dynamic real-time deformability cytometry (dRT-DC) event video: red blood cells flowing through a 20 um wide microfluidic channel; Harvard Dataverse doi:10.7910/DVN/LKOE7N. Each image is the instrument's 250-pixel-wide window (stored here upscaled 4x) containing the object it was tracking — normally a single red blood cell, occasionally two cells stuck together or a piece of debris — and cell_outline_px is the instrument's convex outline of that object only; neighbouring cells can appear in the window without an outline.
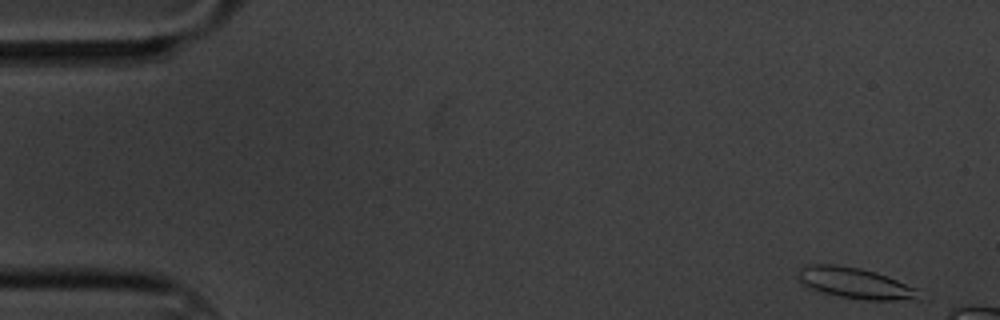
{"species": "common noctule bat (a hibernating species)", "species_latin": "Nyctalus noctula", "temperature_condition": "cold", "stored_images_in_passage": 12, "camera_frame_rate_fps": 3000, "um_per_image_px": 0.085, "animal": {"sex": "male", "body_mass_g": 20.1, "forearm_length_mm": 53.5}, "frame": {"image": 1, "passage_image": 1, "time_ms": 0.0, "image_size_px": [1000, 320], "cell_outline_px": [[920, 300], [864, 300], [840, 296], [824, 292], [800, 284], [796, 276], [796, 272], [804, 264], [832, 264], [860, 268], [876, 272], [916, 288], [920, 296]], "centroid_in_image_um": [72.64, 24.05], "position_along_channel_um": 12.4, "area_um2": 21.79}}